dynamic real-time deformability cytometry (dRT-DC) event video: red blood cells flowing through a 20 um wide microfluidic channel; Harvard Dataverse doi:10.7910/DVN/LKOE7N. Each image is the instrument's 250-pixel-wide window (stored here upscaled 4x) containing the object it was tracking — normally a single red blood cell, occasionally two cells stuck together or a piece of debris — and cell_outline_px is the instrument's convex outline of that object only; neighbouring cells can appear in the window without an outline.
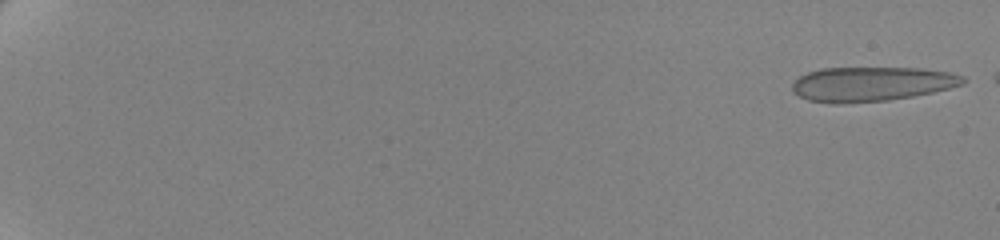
{"species": "human", "species_latin": "Homo sapiens", "temperature_condition": "cold", "stored_images_in_passage": 60, "camera_frame_rate_fps": 3000, "um_per_image_px": 0.085, "donor": {"sex": "female"}, "frame": {"image": 1, "passage_image": 1, "time_ms": 0.0, "image_size_px": [1000, 240], "cell_outline_px": [[968, 80], [960, 84], [948, 88], [932, 92], [912, 96], [888, 100], [836, 104], [832, 104], [808, 100], [792, 92], [792, 84], [800, 76], [808, 72], [820, 68], [920, 68], [948, 72], [964, 76]], "centroid_in_image_um": [74.04, 7.14], "position_along_channel_um": 11.0, "area_um2": 34.22}}
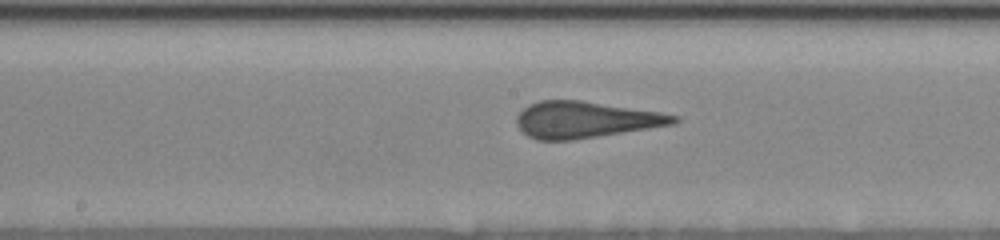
{"frame": {"image": 2, "passage_image": 35, "time_ms": 11.333, "image_size_px": [1000, 240], "cell_outline_px": [[680, 120], [676, 124], [572, 140], [536, 140], [528, 136], [516, 124], [516, 116], [528, 104], [540, 100], [580, 100], [660, 112], [680, 116]], "centroid_in_image_um": [49.76, 10.17], "position_along_channel_um": 198.4, "area_um2": 33.35}}
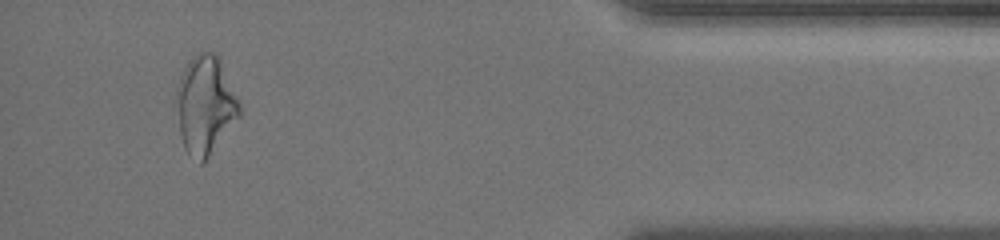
{"frame": {"image": 3, "passage_image": 57, "time_ms": 18.667, "image_size_px": [1000, 240], "cell_outline_px": [[240, 116], [208, 156], [200, 164], [184, 148], [180, 132], [176, 92], [176, 88], [180, 76], [188, 60], [196, 52], [212, 52], [220, 60], [240, 104]], "centroid_in_image_um": [17.44, 8.89], "position_along_channel_um": 417.8, "area_um2": 35.37}, "authors_computed_cell_mechanics": {"area_um2": 33.8419, "velocity_mm_per_s": 3.5037, "shape_relaxation_time_tau1_ms": 8.6372, "shape_relaxation_time_tau2_ms": null, "deformation_change_tau1": 0.2019, "deformation_change_tau2": null}}